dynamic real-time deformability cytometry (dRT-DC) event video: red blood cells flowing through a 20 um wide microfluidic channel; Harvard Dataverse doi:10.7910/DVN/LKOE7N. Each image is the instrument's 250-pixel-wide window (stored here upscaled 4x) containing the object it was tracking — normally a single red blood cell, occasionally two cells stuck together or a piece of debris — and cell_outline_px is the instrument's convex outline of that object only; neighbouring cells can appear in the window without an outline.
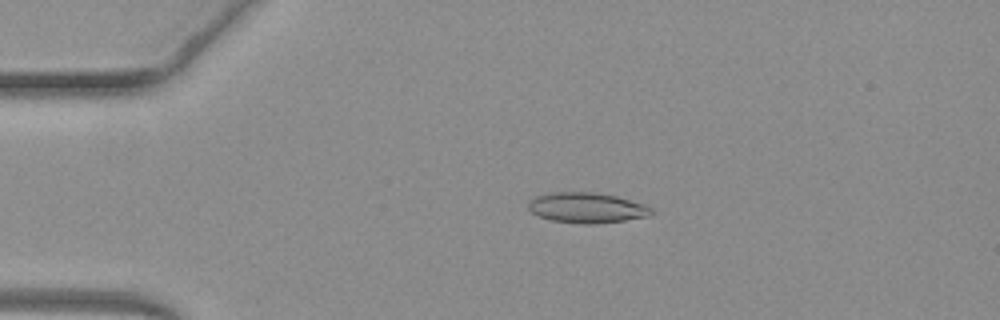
{"species": "common noctule bat (a hibernating species)", "species_latin": "Nyctalus noctula", "temperature_condition": "warm", "stored_images_in_passage": 50, "camera_frame_rate_fps": 3000, "um_per_image_px": 0.085, "animal": {"sex": "female", "body_mass_g": 19.3, "forearm_length_mm": 54.1}, "frame": {"image": 1, "passage_image": 11, "time_ms": 3.333, "image_size_px": [1000, 320], "cell_outline_px": [[652, 216], [596, 224], [580, 224], [552, 220], [540, 216], [532, 212], [528, 208], [528, 200], [536, 196], [556, 192], [592, 192], [616, 196], [644, 204], [652, 208]], "centroid_in_image_um": [49.89, 17.66], "position_along_channel_um": 35.1, "area_um2": 21.73}}
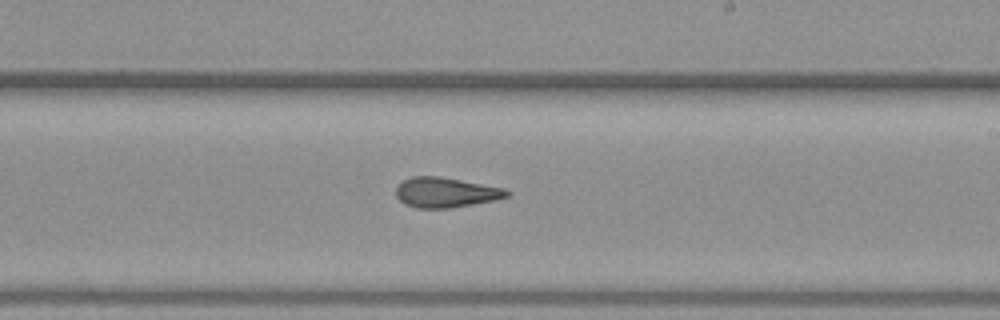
{"frame": {"image": 2, "passage_image": 30, "time_ms": 9.667, "image_size_px": [1000, 320], "cell_outline_px": [[512, 192], [508, 196], [496, 200], [448, 208], [416, 208], [404, 204], [396, 196], [396, 188], [404, 180], [412, 176], [440, 176], [504, 188]], "centroid_in_image_um": [37.89, 16.36], "position_along_channel_um": 251.1, "area_um2": 19.36}}
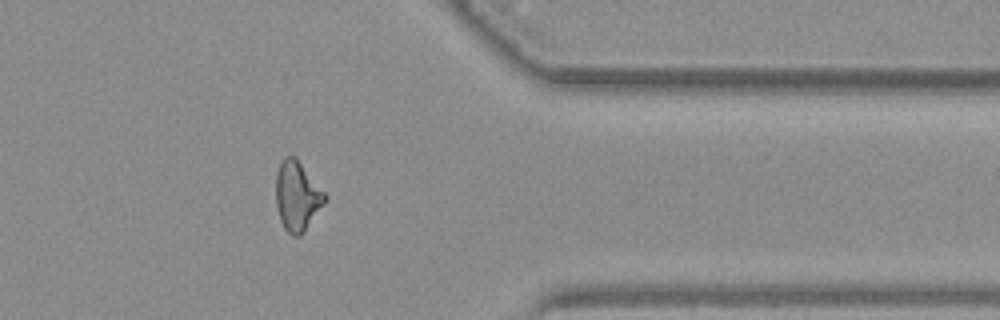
{"frame": {"image": 3, "passage_image": 41, "time_ms": 13.333, "image_size_px": [1000, 320], "cell_outline_px": [[328, 196], [324, 204], [304, 232], [300, 236], [292, 236], [284, 228], [280, 220], [276, 204], [276, 172], [280, 160], [284, 156], [296, 156]], "centroid_in_image_um": [25.25, 16.64], "position_along_channel_um": 386.1, "area_um2": 20.11}, "authors_computed_cell_mechanics": {"area_um2": 20.0855, "velocity_mm_per_s": 4.0922, "shape_relaxation_time_tau1_ms": 8.6609, "shape_relaxation_time_tau2_ms": 2.2349, "deformation_change_tau1": 0.252, "deformation_change_tau2": 0.121}}